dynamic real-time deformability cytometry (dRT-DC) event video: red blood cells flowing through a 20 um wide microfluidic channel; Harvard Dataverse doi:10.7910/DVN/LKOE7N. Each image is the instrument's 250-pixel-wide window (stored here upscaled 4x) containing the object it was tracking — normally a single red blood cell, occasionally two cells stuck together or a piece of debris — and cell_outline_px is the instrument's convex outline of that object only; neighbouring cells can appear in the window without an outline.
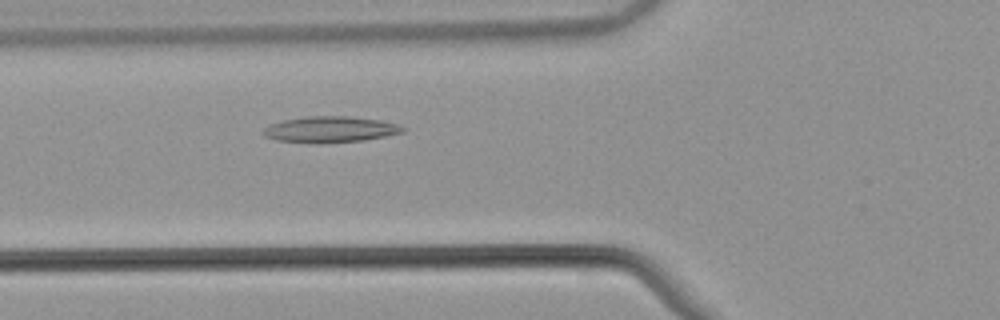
{"species": "common noctule bat (a hibernating species)", "species_latin": "Nyctalus noctula", "temperature_condition": "warm", "stored_images_in_passage": 49, "camera_frame_rate_fps": 3000, "um_per_image_px": 0.085, "animal": {"sex": "male", "body_mass_g": 21.5, "forearm_length_mm": 52.0}, "frame": {"image": 1, "passage_image": 16, "time_ms": 5.0, "image_size_px": [1000, 320], "cell_outline_px": [[408, 128], [404, 132], [364, 140], [320, 144], [276, 140], [264, 136], [264, 128], [268, 124], [284, 120], [304, 116], [348, 116], [380, 120], [400, 124]], "centroid_in_image_um": [28.09, 11.0], "position_along_channel_um": 97.7, "area_um2": 21.44}}
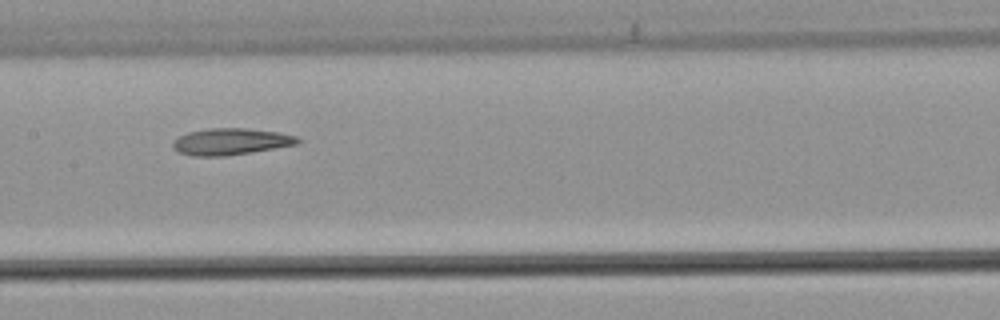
{"frame": {"image": 2, "passage_image": 23, "time_ms": 7.333, "image_size_px": [1000, 320], "cell_outline_px": [[300, 144], [224, 156], [192, 156], [176, 152], [172, 148], [172, 140], [188, 132], [208, 128], [244, 128], [276, 132], [296, 136], [300, 140]], "centroid_in_image_um": [19.56, 12.04], "position_along_channel_um": 187.8, "area_um2": 19.36}}
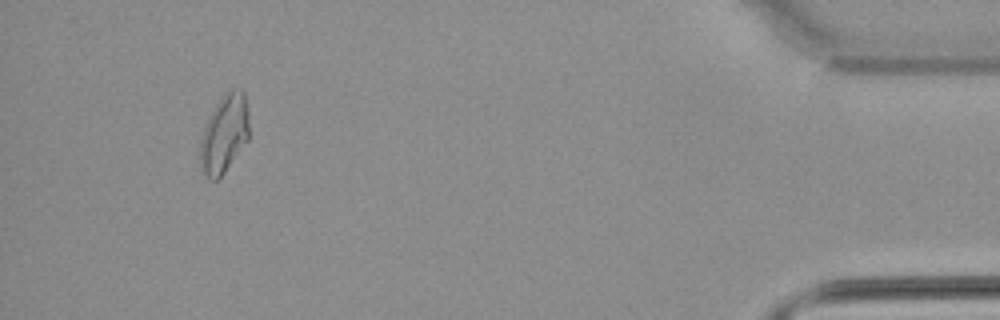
{"frame": {"image": 3, "passage_image": 46, "time_ms": 15.0, "image_size_px": [1000, 320], "cell_outline_px": [[248, 140], [224, 172], [216, 180], [208, 180], [200, 168], [200, 140], [208, 116], [224, 92], [228, 88], [240, 88], [244, 92], [248, 112]], "centroid_in_image_um": [19.05, 11.34], "position_along_channel_um": 416.2, "area_um2": 22.48}, "authors_computed_cell_mechanics": {"area_um2": 19.8832, "velocity_mm_per_s": 3.8501, "shape_relaxation_time_tau1_ms": null, "shape_relaxation_time_tau2_ms": 4.4895, "deformation_change_tau1": null, "deformation_change_tau2": 0.1216}}